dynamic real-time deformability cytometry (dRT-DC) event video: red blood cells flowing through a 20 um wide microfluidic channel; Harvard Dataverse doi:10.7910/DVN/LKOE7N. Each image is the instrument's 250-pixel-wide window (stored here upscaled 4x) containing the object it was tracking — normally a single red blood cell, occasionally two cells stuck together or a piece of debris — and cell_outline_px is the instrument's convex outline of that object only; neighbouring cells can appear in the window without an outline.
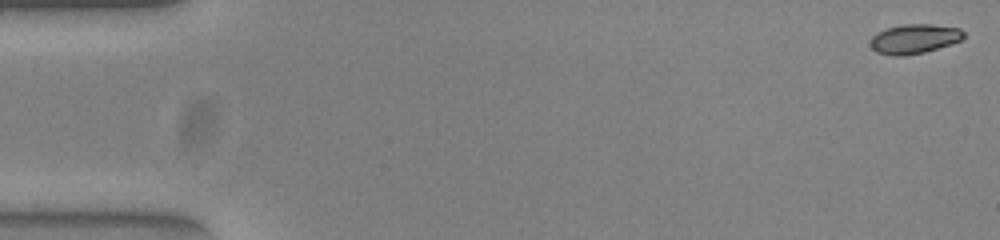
{"species": "common noctule bat (a hibernating species)", "species_latin": "Nyctalus noctula", "temperature_condition": "warm", "stored_images_in_passage": 54, "camera_frame_rate_fps": 3000, "um_per_image_px": 0.085, "animal": {"sex": "female", "body_mass_g": 23.0, "forearm_length_mm": 53.4}, "frame": {"image": 1, "passage_image": 1, "time_ms": 0.0, "image_size_px": [1000, 240], "cell_outline_px": [[964, 36], [960, 40], [952, 44], [924, 52], [904, 56], [892, 56], [876, 52], [872, 48], [872, 36], [888, 28], [904, 24], [932, 24], [960, 28], [964, 32]], "centroid_in_image_um": [77.75, 3.31], "position_along_channel_um": 7.3, "area_um2": 15.9}}
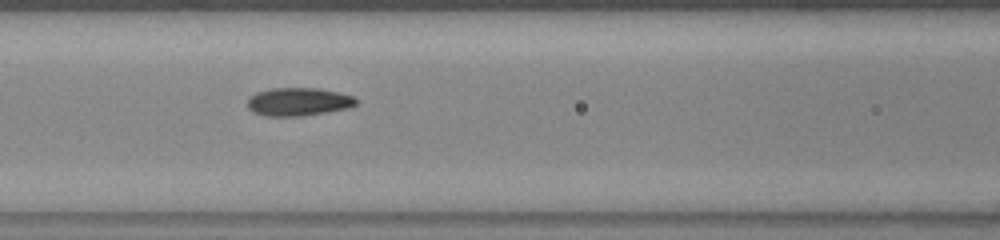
{"frame": {"image": 2, "passage_image": 23, "time_ms": 7.333, "image_size_px": [1000, 240], "cell_outline_px": [[356, 104], [348, 108], [328, 112], [304, 116], [268, 116], [252, 112], [248, 108], [248, 100], [256, 92], [272, 88], [320, 88], [352, 96], [356, 100]], "centroid_in_image_um": [25.35, 8.65], "position_along_channel_um": 141.2, "area_um2": 17.74}}
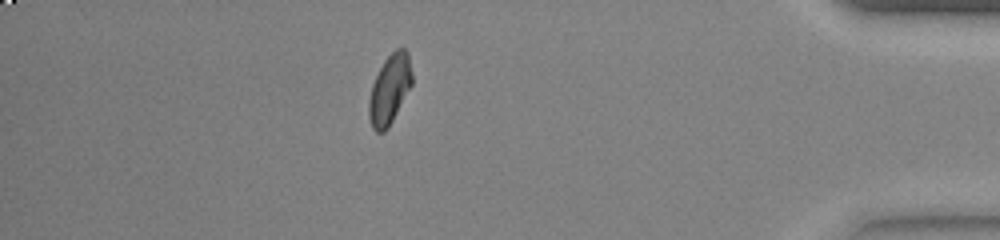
{"frame": {"image": 3, "passage_image": 47, "time_ms": 15.333, "image_size_px": [1000, 240], "cell_outline_px": [[412, 84], [388, 128], [384, 132], [376, 132], [372, 128], [368, 116], [368, 100], [372, 84], [384, 60], [396, 48], [404, 48], [408, 52], [412, 72]], "centroid_in_image_um": [33.11, 7.6], "position_along_channel_um": 402.1, "area_um2": 17.46}, "authors_computed_cell_mechanics": {"area_um2": 17.2822, "velocity_mm_per_s": 3.8305, "shape_relaxation_time_tau1_ms": 6.1209, "shape_relaxation_time_tau2_ms": 2.1259, "deformation_change_tau1": 0.1948, "deformation_change_tau2": 0.0629}}